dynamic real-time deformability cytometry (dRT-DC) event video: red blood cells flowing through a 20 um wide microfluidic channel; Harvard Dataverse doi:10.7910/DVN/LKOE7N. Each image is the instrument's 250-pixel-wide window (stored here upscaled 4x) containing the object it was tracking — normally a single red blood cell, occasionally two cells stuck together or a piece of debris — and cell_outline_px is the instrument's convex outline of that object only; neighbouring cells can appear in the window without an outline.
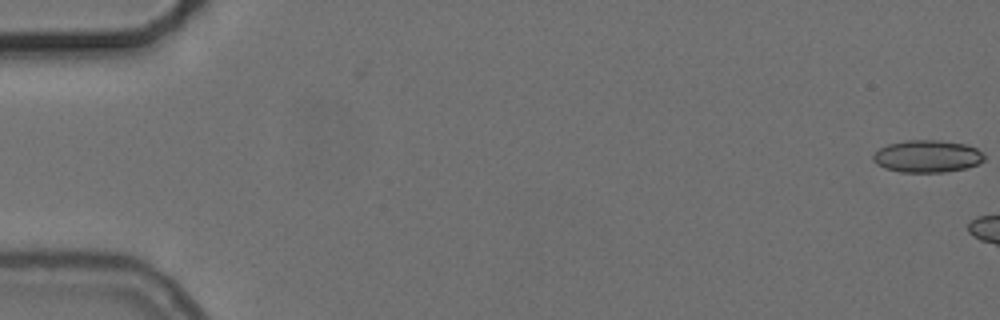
{"species": "common noctule bat (a hibernating species)", "species_latin": "Nyctalus noctula", "temperature_condition": "cold", "stored_images_in_passage": 6, "camera_frame_rate_fps": 3000, "um_per_image_px": 0.085, "animal": {"sex": "female", "body_mass_g": 24.6, "forearm_length_mm": 56.2}, "frame": {"image": 1, "passage_image": 1, "time_ms": 0.0, "image_size_px": [1000, 320], "cell_outline_px": [[984, 160], [968, 168], [944, 172], [900, 172], [884, 168], [876, 164], [872, 160], [872, 156], [880, 148], [888, 144], [908, 140], [940, 140], [964, 144], [976, 148], [984, 152]], "centroid_in_image_um": [78.82, 13.29], "position_along_channel_um": 6.2, "area_um2": 20.98}}